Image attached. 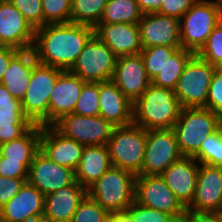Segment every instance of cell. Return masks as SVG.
<instances>
[{"mask_svg":"<svg viewBox=\"0 0 222 222\" xmlns=\"http://www.w3.org/2000/svg\"><path fill=\"white\" fill-rule=\"evenodd\" d=\"M94 27L74 23L47 24L35 29L33 51L38 63L70 71Z\"/></svg>","mask_w":222,"mask_h":222,"instance_id":"6da1fadb","label":"cell"},{"mask_svg":"<svg viewBox=\"0 0 222 222\" xmlns=\"http://www.w3.org/2000/svg\"><path fill=\"white\" fill-rule=\"evenodd\" d=\"M181 110L174 90L151 83L134 103L133 123L145 130L173 129Z\"/></svg>","mask_w":222,"mask_h":222,"instance_id":"7a4b0ae2","label":"cell"},{"mask_svg":"<svg viewBox=\"0 0 222 222\" xmlns=\"http://www.w3.org/2000/svg\"><path fill=\"white\" fill-rule=\"evenodd\" d=\"M222 20V0H197L179 19L181 48L195 54Z\"/></svg>","mask_w":222,"mask_h":222,"instance_id":"3957f363","label":"cell"},{"mask_svg":"<svg viewBox=\"0 0 222 222\" xmlns=\"http://www.w3.org/2000/svg\"><path fill=\"white\" fill-rule=\"evenodd\" d=\"M136 176L112 166L87 188V195L111 212L125 211L135 201Z\"/></svg>","mask_w":222,"mask_h":222,"instance_id":"277c9868","label":"cell"},{"mask_svg":"<svg viewBox=\"0 0 222 222\" xmlns=\"http://www.w3.org/2000/svg\"><path fill=\"white\" fill-rule=\"evenodd\" d=\"M219 128L220 115L211 110L204 107L182 108L173 131L181 153L192 157L206 138Z\"/></svg>","mask_w":222,"mask_h":222,"instance_id":"5b68a950","label":"cell"},{"mask_svg":"<svg viewBox=\"0 0 222 222\" xmlns=\"http://www.w3.org/2000/svg\"><path fill=\"white\" fill-rule=\"evenodd\" d=\"M147 130L134 123L127 126L114 127L107 143L112 166L141 175Z\"/></svg>","mask_w":222,"mask_h":222,"instance_id":"8992f818","label":"cell"},{"mask_svg":"<svg viewBox=\"0 0 222 222\" xmlns=\"http://www.w3.org/2000/svg\"><path fill=\"white\" fill-rule=\"evenodd\" d=\"M63 71L37 63L22 99V109L33 125L49 126V98L58 76Z\"/></svg>","mask_w":222,"mask_h":222,"instance_id":"52a82bcc","label":"cell"},{"mask_svg":"<svg viewBox=\"0 0 222 222\" xmlns=\"http://www.w3.org/2000/svg\"><path fill=\"white\" fill-rule=\"evenodd\" d=\"M216 67L196 54L188 61L174 93L182 108L205 107L209 86Z\"/></svg>","mask_w":222,"mask_h":222,"instance_id":"ba28073f","label":"cell"},{"mask_svg":"<svg viewBox=\"0 0 222 222\" xmlns=\"http://www.w3.org/2000/svg\"><path fill=\"white\" fill-rule=\"evenodd\" d=\"M117 56L95 35L88 41L70 72L85 82L112 80Z\"/></svg>","mask_w":222,"mask_h":222,"instance_id":"9c48e42d","label":"cell"},{"mask_svg":"<svg viewBox=\"0 0 222 222\" xmlns=\"http://www.w3.org/2000/svg\"><path fill=\"white\" fill-rule=\"evenodd\" d=\"M53 126L84 146L107 145L115 127L100 115L87 117L74 113L62 116Z\"/></svg>","mask_w":222,"mask_h":222,"instance_id":"30bf717a","label":"cell"},{"mask_svg":"<svg viewBox=\"0 0 222 222\" xmlns=\"http://www.w3.org/2000/svg\"><path fill=\"white\" fill-rule=\"evenodd\" d=\"M183 156L173 129L147 130L141 175H161Z\"/></svg>","mask_w":222,"mask_h":222,"instance_id":"8fae6325","label":"cell"},{"mask_svg":"<svg viewBox=\"0 0 222 222\" xmlns=\"http://www.w3.org/2000/svg\"><path fill=\"white\" fill-rule=\"evenodd\" d=\"M135 201L139 204L182 219L187 209L181 204L161 175H138L135 180Z\"/></svg>","mask_w":222,"mask_h":222,"instance_id":"7c38bea8","label":"cell"},{"mask_svg":"<svg viewBox=\"0 0 222 222\" xmlns=\"http://www.w3.org/2000/svg\"><path fill=\"white\" fill-rule=\"evenodd\" d=\"M35 29L9 0L0 1V43L17 50L32 49Z\"/></svg>","mask_w":222,"mask_h":222,"instance_id":"4fadbf2b","label":"cell"},{"mask_svg":"<svg viewBox=\"0 0 222 222\" xmlns=\"http://www.w3.org/2000/svg\"><path fill=\"white\" fill-rule=\"evenodd\" d=\"M44 196L71 185L76 181L75 171L50 160L40 150L28 170V180Z\"/></svg>","mask_w":222,"mask_h":222,"instance_id":"5bb4252c","label":"cell"},{"mask_svg":"<svg viewBox=\"0 0 222 222\" xmlns=\"http://www.w3.org/2000/svg\"><path fill=\"white\" fill-rule=\"evenodd\" d=\"M112 81L134 104L151 84L141 54L117 57Z\"/></svg>","mask_w":222,"mask_h":222,"instance_id":"9a60e30c","label":"cell"},{"mask_svg":"<svg viewBox=\"0 0 222 222\" xmlns=\"http://www.w3.org/2000/svg\"><path fill=\"white\" fill-rule=\"evenodd\" d=\"M186 209L192 212H222V167L199 163L195 194Z\"/></svg>","mask_w":222,"mask_h":222,"instance_id":"2e32d148","label":"cell"},{"mask_svg":"<svg viewBox=\"0 0 222 222\" xmlns=\"http://www.w3.org/2000/svg\"><path fill=\"white\" fill-rule=\"evenodd\" d=\"M138 26L142 48L158 45L181 48L179 19L148 13L143 14Z\"/></svg>","mask_w":222,"mask_h":222,"instance_id":"e0dca14e","label":"cell"},{"mask_svg":"<svg viewBox=\"0 0 222 222\" xmlns=\"http://www.w3.org/2000/svg\"><path fill=\"white\" fill-rule=\"evenodd\" d=\"M84 145L62 135L53 125L42 126L40 151L58 165L74 171L81 162Z\"/></svg>","mask_w":222,"mask_h":222,"instance_id":"ac0fdd59","label":"cell"},{"mask_svg":"<svg viewBox=\"0 0 222 222\" xmlns=\"http://www.w3.org/2000/svg\"><path fill=\"white\" fill-rule=\"evenodd\" d=\"M45 196L28 181L0 208V222H32L43 217Z\"/></svg>","mask_w":222,"mask_h":222,"instance_id":"d6986e66","label":"cell"},{"mask_svg":"<svg viewBox=\"0 0 222 222\" xmlns=\"http://www.w3.org/2000/svg\"><path fill=\"white\" fill-rule=\"evenodd\" d=\"M94 35L117 56L138 55L142 51L138 24L98 23Z\"/></svg>","mask_w":222,"mask_h":222,"instance_id":"ffe728a7","label":"cell"},{"mask_svg":"<svg viewBox=\"0 0 222 222\" xmlns=\"http://www.w3.org/2000/svg\"><path fill=\"white\" fill-rule=\"evenodd\" d=\"M198 170L199 162L194 157L183 156L161 174L167 186L185 208L193 200Z\"/></svg>","mask_w":222,"mask_h":222,"instance_id":"44dd1931","label":"cell"},{"mask_svg":"<svg viewBox=\"0 0 222 222\" xmlns=\"http://www.w3.org/2000/svg\"><path fill=\"white\" fill-rule=\"evenodd\" d=\"M85 81L70 71H63L57 78L49 98V125L74 111Z\"/></svg>","mask_w":222,"mask_h":222,"instance_id":"7402d4cb","label":"cell"},{"mask_svg":"<svg viewBox=\"0 0 222 222\" xmlns=\"http://www.w3.org/2000/svg\"><path fill=\"white\" fill-rule=\"evenodd\" d=\"M99 100V115L113 126H127L133 123L134 104L112 80L99 83Z\"/></svg>","mask_w":222,"mask_h":222,"instance_id":"603a6c76","label":"cell"},{"mask_svg":"<svg viewBox=\"0 0 222 222\" xmlns=\"http://www.w3.org/2000/svg\"><path fill=\"white\" fill-rule=\"evenodd\" d=\"M86 195L87 189L77 181L46 195L43 217L53 222H71Z\"/></svg>","mask_w":222,"mask_h":222,"instance_id":"cb8c5ba5","label":"cell"},{"mask_svg":"<svg viewBox=\"0 0 222 222\" xmlns=\"http://www.w3.org/2000/svg\"><path fill=\"white\" fill-rule=\"evenodd\" d=\"M33 49L19 50L12 58L4 72L1 84L10 94L22 101L29 87L33 67L37 64Z\"/></svg>","mask_w":222,"mask_h":222,"instance_id":"d4e9b609","label":"cell"},{"mask_svg":"<svg viewBox=\"0 0 222 222\" xmlns=\"http://www.w3.org/2000/svg\"><path fill=\"white\" fill-rule=\"evenodd\" d=\"M112 167L106 145L84 146L75 170L76 181L86 189Z\"/></svg>","mask_w":222,"mask_h":222,"instance_id":"484cf974","label":"cell"},{"mask_svg":"<svg viewBox=\"0 0 222 222\" xmlns=\"http://www.w3.org/2000/svg\"><path fill=\"white\" fill-rule=\"evenodd\" d=\"M41 125H33L23 136L0 145V154L6 160L19 161L28 170L40 150Z\"/></svg>","mask_w":222,"mask_h":222,"instance_id":"4316f807","label":"cell"},{"mask_svg":"<svg viewBox=\"0 0 222 222\" xmlns=\"http://www.w3.org/2000/svg\"><path fill=\"white\" fill-rule=\"evenodd\" d=\"M32 126L23 112L22 104L0 105V145L20 138Z\"/></svg>","mask_w":222,"mask_h":222,"instance_id":"83f0119b","label":"cell"},{"mask_svg":"<svg viewBox=\"0 0 222 222\" xmlns=\"http://www.w3.org/2000/svg\"><path fill=\"white\" fill-rule=\"evenodd\" d=\"M194 55L195 53L190 50L177 49L166 61L163 69L151 80V83L174 90L186 64Z\"/></svg>","mask_w":222,"mask_h":222,"instance_id":"f1b7e54d","label":"cell"},{"mask_svg":"<svg viewBox=\"0 0 222 222\" xmlns=\"http://www.w3.org/2000/svg\"><path fill=\"white\" fill-rule=\"evenodd\" d=\"M142 17L136 0H108L99 23L138 24Z\"/></svg>","mask_w":222,"mask_h":222,"instance_id":"f546056e","label":"cell"},{"mask_svg":"<svg viewBox=\"0 0 222 222\" xmlns=\"http://www.w3.org/2000/svg\"><path fill=\"white\" fill-rule=\"evenodd\" d=\"M108 0H72L70 23L95 27Z\"/></svg>","mask_w":222,"mask_h":222,"instance_id":"4dcf8cb0","label":"cell"},{"mask_svg":"<svg viewBox=\"0 0 222 222\" xmlns=\"http://www.w3.org/2000/svg\"><path fill=\"white\" fill-rule=\"evenodd\" d=\"M192 157L200 164L222 167V129L210 134Z\"/></svg>","mask_w":222,"mask_h":222,"instance_id":"1f68e13d","label":"cell"},{"mask_svg":"<svg viewBox=\"0 0 222 222\" xmlns=\"http://www.w3.org/2000/svg\"><path fill=\"white\" fill-rule=\"evenodd\" d=\"M176 50V47L162 45L142 49L140 54L144 60L146 73L150 80L163 69L166 61Z\"/></svg>","mask_w":222,"mask_h":222,"instance_id":"d6a6232c","label":"cell"},{"mask_svg":"<svg viewBox=\"0 0 222 222\" xmlns=\"http://www.w3.org/2000/svg\"><path fill=\"white\" fill-rule=\"evenodd\" d=\"M99 111V82H85L73 113L92 117L99 115Z\"/></svg>","mask_w":222,"mask_h":222,"instance_id":"836d02e7","label":"cell"},{"mask_svg":"<svg viewBox=\"0 0 222 222\" xmlns=\"http://www.w3.org/2000/svg\"><path fill=\"white\" fill-rule=\"evenodd\" d=\"M196 55L216 68H222V20Z\"/></svg>","mask_w":222,"mask_h":222,"instance_id":"e575fe53","label":"cell"},{"mask_svg":"<svg viewBox=\"0 0 222 222\" xmlns=\"http://www.w3.org/2000/svg\"><path fill=\"white\" fill-rule=\"evenodd\" d=\"M44 26L70 23L72 0H41Z\"/></svg>","mask_w":222,"mask_h":222,"instance_id":"d590c367","label":"cell"},{"mask_svg":"<svg viewBox=\"0 0 222 222\" xmlns=\"http://www.w3.org/2000/svg\"><path fill=\"white\" fill-rule=\"evenodd\" d=\"M110 212L88 195L81 201L71 222H109Z\"/></svg>","mask_w":222,"mask_h":222,"instance_id":"8d00e7d4","label":"cell"},{"mask_svg":"<svg viewBox=\"0 0 222 222\" xmlns=\"http://www.w3.org/2000/svg\"><path fill=\"white\" fill-rule=\"evenodd\" d=\"M125 212L132 222H175L176 219L163 211L145 207L134 201Z\"/></svg>","mask_w":222,"mask_h":222,"instance_id":"74e56055","label":"cell"},{"mask_svg":"<svg viewBox=\"0 0 222 222\" xmlns=\"http://www.w3.org/2000/svg\"><path fill=\"white\" fill-rule=\"evenodd\" d=\"M20 12L30 25L37 29L44 26V16L41 0H9Z\"/></svg>","mask_w":222,"mask_h":222,"instance_id":"f35d334b","label":"cell"},{"mask_svg":"<svg viewBox=\"0 0 222 222\" xmlns=\"http://www.w3.org/2000/svg\"><path fill=\"white\" fill-rule=\"evenodd\" d=\"M204 108L218 115L222 113V68H216L213 73L206 106Z\"/></svg>","mask_w":222,"mask_h":222,"instance_id":"ab89813d","label":"cell"},{"mask_svg":"<svg viewBox=\"0 0 222 222\" xmlns=\"http://www.w3.org/2000/svg\"><path fill=\"white\" fill-rule=\"evenodd\" d=\"M28 178L0 176V208L8 203L23 187Z\"/></svg>","mask_w":222,"mask_h":222,"instance_id":"60d3db41","label":"cell"},{"mask_svg":"<svg viewBox=\"0 0 222 222\" xmlns=\"http://www.w3.org/2000/svg\"><path fill=\"white\" fill-rule=\"evenodd\" d=\"M197 0H162L157 13L180 19Z\"/></svg>","mask_w":222,"mask_h":222,"instance_id":"b9f144b4","label":"cell"},{"mask_svg":"<svg viewBox=\"0 0 222 222\" xmlns=\"http://www.w3.org/2000/svg\"><path fill=\"white\" fill-rule=\"evenodd\" d=\"M0 176L28 178V169L19 161L6 160V158L0 154Z\"/></svg>","mask_w":222,"mask_h":222,"instance_id":"7bdbcfd3","label":"cell"},{"mask_svg":"<svg viewBox=\"0 0 222 222\" xmlns=\"http://www.w3.org/2000/svg\"><path fill=\"white\" fill-rule=\"evenodd\" d=\"M183 222H222V212H192L186 211Z\"/></svg>","mask_w":222,"mask_h":222,"instance_id":"ee69618b","label":"cell"},{"mask_svg":"<svg viewBox=\"0 0 222 222\" xmlns=\"http://www.w3.org/2000/svg\"><path fill=\"white\" fill-rule=\"evenodd\" d=\"M19 50L12 47H0V83L2 81L4 72L9 67L11 58L18 52Z\"/></svg>","mask_w":222,"mask_h":222,"instance_id":"f6af8a7d","label":"cell"},{"mask_svg":"<svg viewBox=\"0 0 222 222\" xmlns=\"http://www.w3.org/2000/svg\"><path fill=\"white\" fill-rule=\"evenodd\" d=\"M143 14L157 13L162 5V0H136Z\"/></svg>","mask_w":222,"mask_h":222,"instance_id":"bcb514c9","label":"cell"},{"mask_svg":"<svg viewBox=\"0 0 222 222\" xmlns=\"http://www.w3.org/2000/svg\"><path fill=\"white\" fill-rule=\"evenodd\" d=\"M22 104L19 99L14 98L4 85L0 83V105Z\"/></svg>","mask_w":222,"mask_h":222,"instance_id":"7dc6e473","label":"cell"},{"mask_svg":"<svg viewBox=\"0 0 222 222\" xmlns=\"http://www.w3.org/2000/svg\"><path fill=\"white\" fill-rule=\"evenodd\" d=\"M109 222H132L130 216L125 211L111 212Z\"/></svg>","mask_w":222,"mask_h":222,"instance_id":"c3c4849f","label":"cell"},{"mask_svg":"<svg viewBox=\"0 0 222 222\" xmlns=\"http://www.w3.org/2000/svg\"><path fill=\"white\" fill-rule=\"evenodd\" d=\"M32 222H53L52 220H49L47 218L44 217H40V218H36L35 220H33Z\"/></svg>","mask_w":222,"mask_h":222,"instance_id":"681fc988","label":"cell"},{"mask_svg":"<svg viewBox=\"0 0 222 222\" xmlns=\"http://www.w3.org/2000/svg\"><path fill=\"white\" fill-rule=\"evenodd\" d=\"M220 128L222 129V113L220 114Z\"/></svg>","mask_w":222,"mask_h":222,"instance_id":"f907efd6","label":"cell"},{"mask_svg":"<svg viewBox=\"0 0 222 222\" xmlns=\"http://www.w3.org/2000/svg\"><path fill=\"white\" fill-rule=\"evenodd\" d=\"M175 222H183V221H182V219H178V220H176Z\"/></svg>","mask_w":222,"mask_h":222,"instance_id":"816d5d0a","label":"cell"}]
</instances>
